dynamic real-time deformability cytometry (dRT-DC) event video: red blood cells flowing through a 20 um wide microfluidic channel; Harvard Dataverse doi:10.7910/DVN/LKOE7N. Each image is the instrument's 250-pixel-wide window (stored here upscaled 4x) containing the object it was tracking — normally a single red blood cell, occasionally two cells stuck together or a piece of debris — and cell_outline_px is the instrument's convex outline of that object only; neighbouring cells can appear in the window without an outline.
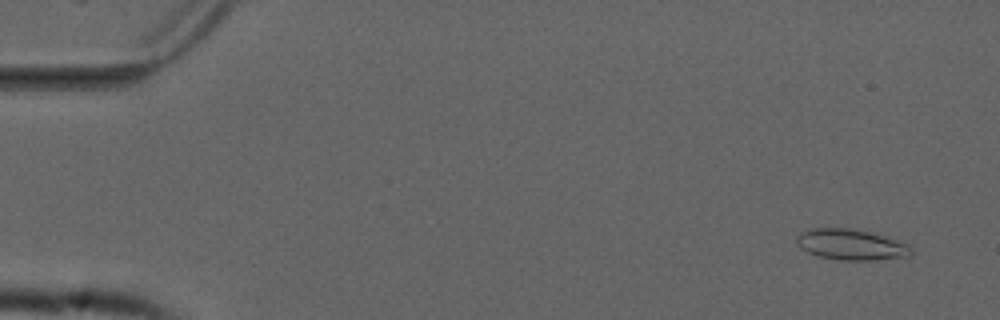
{"species": "common noctule bat (a hibernating species)", "species_latin": "Nyctalus noctula", "temperature_condition": "cold", "stored_images_in_passage": 17, "camera_frame_rate_fps": 3000, "um_per_image_px": 0.085, "animal": {"sex": "male", "forearm_length_mm": 52.5}, "frame": {"image": 1, "passage_image": 3, "time_ms": 0.667, "image_size_px": [1000, 320], "cell_outline_px": [[912, 256], [872, 260], [840, 260], [820, 256], [808, 252], [800, 248], [796, 244], [796, 236], [800, 232], [812, 228], [848, 228], [868, 232], [884, 236], [908, 244], [912, 248]], "centroid_in_image_um": [72.33, 20.79], "position_along_channel_um": 12.7, "area_um2": 20.52}}